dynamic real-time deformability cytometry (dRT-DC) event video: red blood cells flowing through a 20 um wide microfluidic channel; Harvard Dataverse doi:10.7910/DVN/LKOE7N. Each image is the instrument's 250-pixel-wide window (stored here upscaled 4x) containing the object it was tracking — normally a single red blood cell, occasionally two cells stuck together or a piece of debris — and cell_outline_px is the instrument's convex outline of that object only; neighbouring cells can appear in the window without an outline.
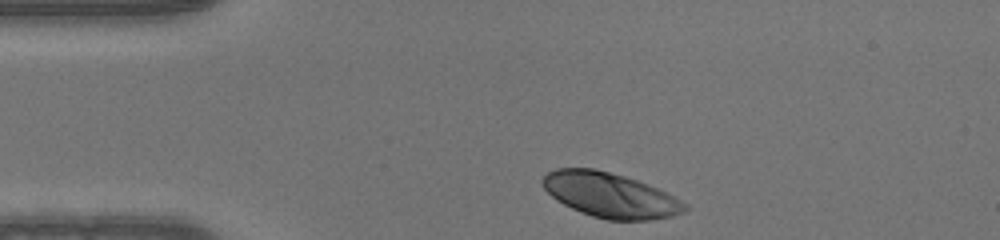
{"species": "human", "species_latin": "Homo sapiens", "temperature_condition": "warm", "stored_images_in_passage": 32, "camera_frame_rate_fps": 3000, "um_per_image_px": 0.085, "donor": {"sex": "male"}, "frame": {"image": 1, "passage_image": 1, "time_ms": 0.0, "image_size_px": [1000, 240], "cell_outline_px": [[688, 208], [684, 212], [672, 216], [652, 220], [608, 220], [592, 216], [580, 212], [556, 200], [544, 188], [540, 180], [548, 172], [556, 168], [592, 168], [624, 176], [636, 180], [656, 188], [688, 204]], "centroid_in_image_um": [51.85, 16.59], "position_along_channel_um": 33.2, "area_um2": 36.88}}
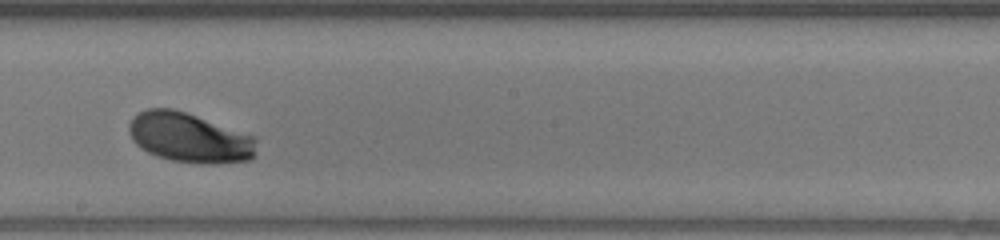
{"frame": {"image": 2, "passage_image": 19, "time_ms": 6.0, "image_size_px": [1000, 240], "cell_outline_px": [[256, 140], [252, 160], [216, 164], [208, 164], [172, 160], [156, 156], [140, 148], [132, 140], [128, 128], [128, 124], [140, 112], [148, 108], [172, 108], [256, 136]], "centroid_in_image_um": [16.1, 11.71], "position_along_channel_um": 232.1, "area_um2": 36.76}}
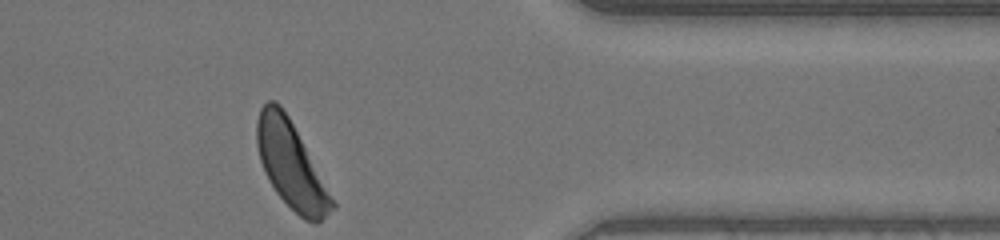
{"frame": {"image": 3, "passage_image": 32, "time_ms": 10.333, "image_size_px": [1000, 240], "cell_outline_px": [[336, 208], [316, 224], [304, 220], [276, 192], [260, 160], [256, 144], [256, 120], [260, 108], [268, 100], [276, 100], [280, 104], [288, 116], [336, 204]], "centroid_in_image_um": [24.72, 14.01], "position_along_channel_um": 386.7, "area_um2": 36.99}}